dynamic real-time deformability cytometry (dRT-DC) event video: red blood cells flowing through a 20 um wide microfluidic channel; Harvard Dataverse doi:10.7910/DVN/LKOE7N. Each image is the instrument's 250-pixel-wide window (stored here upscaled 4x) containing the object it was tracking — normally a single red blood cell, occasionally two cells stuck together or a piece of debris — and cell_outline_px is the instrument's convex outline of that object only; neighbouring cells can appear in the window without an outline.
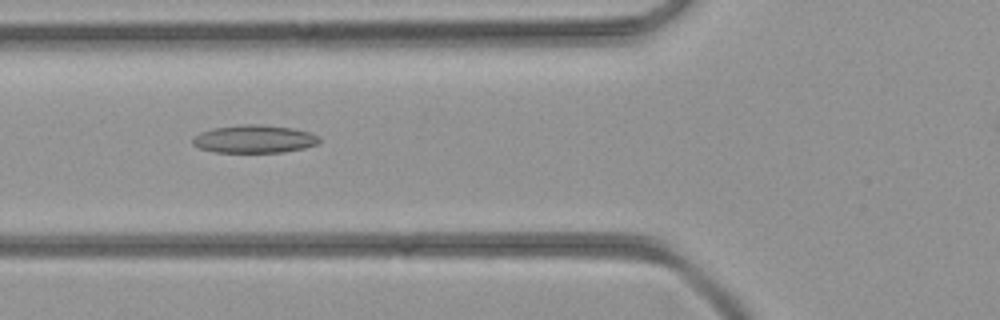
{"species": "common noctule bat (a hibernating species)", "species_latin": "Nyctalus noctula", "temperature_condition": "room temperature", "stored_images_in_passage": 40, "camera_frame_rate_fps": 3000, "um_per_image_px": 0.085, "animal": {"sex": "female", "body_mass_g": 21.9}, "frame": {"image": 1, "passage_image": 17, "time_ms": 5.333, "image_size_px": [1000, 320], "cell_outline_px": [[320, 140], [316, 144], [304, 148], [284, 152], [216, 152], [200, 148], [192, 144], [192, 136], [200, 132], [212, 128], [240, 124], [260, 124], [292, 128], [312, 132], [320, 136]], "centroid_in_image_um": [21.61, 11.8], "position_along_channel_um": 104.2, "area_um2": 20.81}}
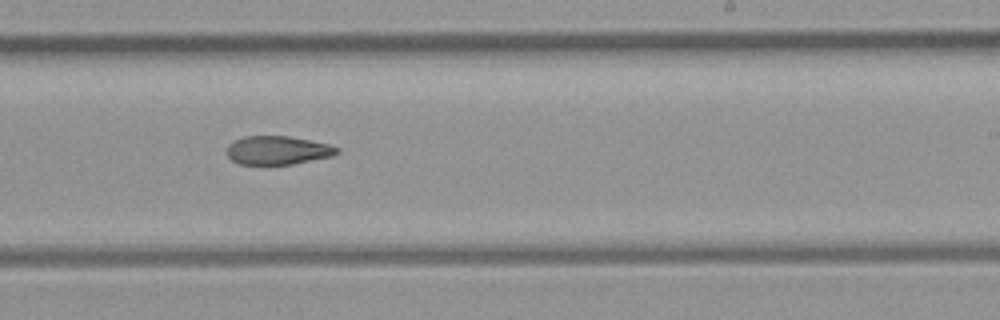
{"frame": {"image": 2, "passage_image": 27, "time_ms": 8.667, "image_size_px": [1000, 320], "cell_outline_px": [[340, 152], [332, 156], [292, 164], [240, 164], [232, 160], [228, 156], [228, 144], [244, 136], [288, 136], [328, 144], [340, 148]], "centroid_in_image_um": [23.62, 12.77], "position_along_channel_um": 265.4, "area_um2": 18.15}}
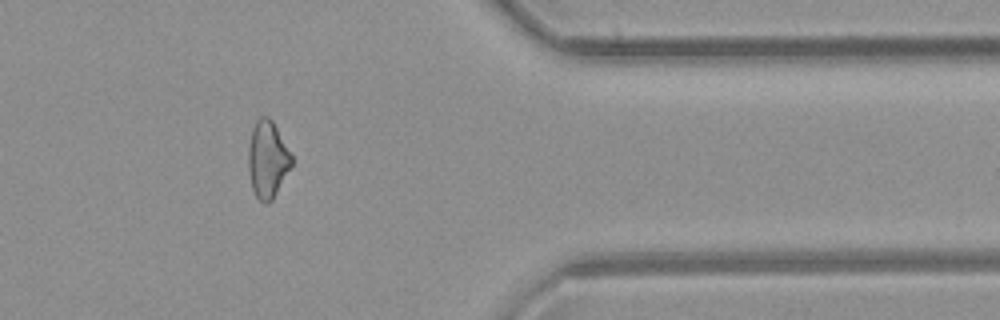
{"frame": {"image": 3, "passage_image": 36, "time_ms": 11.667, "image_size_px": [1000, 320], "cell_outline_px": [[292, 164], [272, 200], [268, 204], [264, 204], [256, 196], [252, 188], [248, 172], [248, 144], [252, 128], [256, 120], [260, 116], [268, 116], [272, 120], [292, 156]], "centroid_in_image_um": [22.71, 13.54], "position_along_channel_um": 388.7, "area_um2": 19.36}}